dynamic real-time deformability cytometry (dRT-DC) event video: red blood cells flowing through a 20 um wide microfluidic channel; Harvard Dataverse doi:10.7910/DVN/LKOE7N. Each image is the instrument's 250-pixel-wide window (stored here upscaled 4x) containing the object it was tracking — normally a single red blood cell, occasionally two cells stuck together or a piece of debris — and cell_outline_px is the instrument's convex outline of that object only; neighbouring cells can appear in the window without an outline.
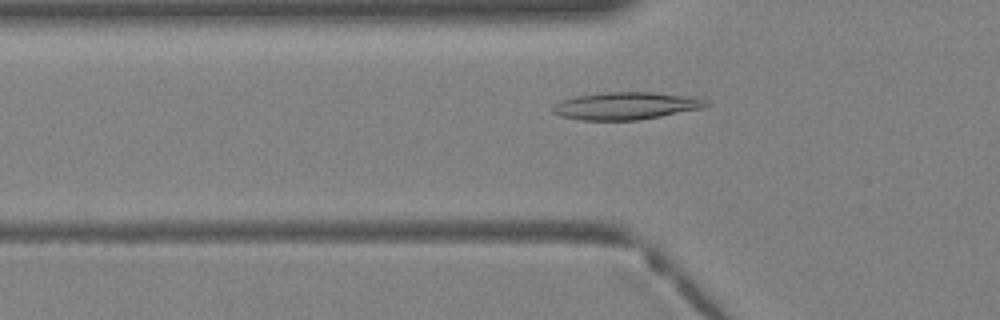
{"species": "Egyptian fruit bat (a non-hibernating species)", "species_latin": "Rousettus aegyptiacus", "temperature_condition": "warm", "stored_images_in_passage": 37, "camera_frame_rate_fps": 3000, "um_per_image_px": 0.085, "animal": {"sex": "female"}, "frame": {"image": 1, "passage_image": 11, "time_ms": 3.333, "image_size_px": [1000, 320], "cell_outline_px": [[712, 104], [704, 108], [640, 120], [580, 120], [560, 116], [552, 112], [552, 108], [560, 100], [576, 96], [604, 92], [652, 92], [692, 96], [708, 100]], "centroid_in_image_um": [53.25, 8.99], "position_along_channel_um": 72.6, "area_um2": 24.8}}
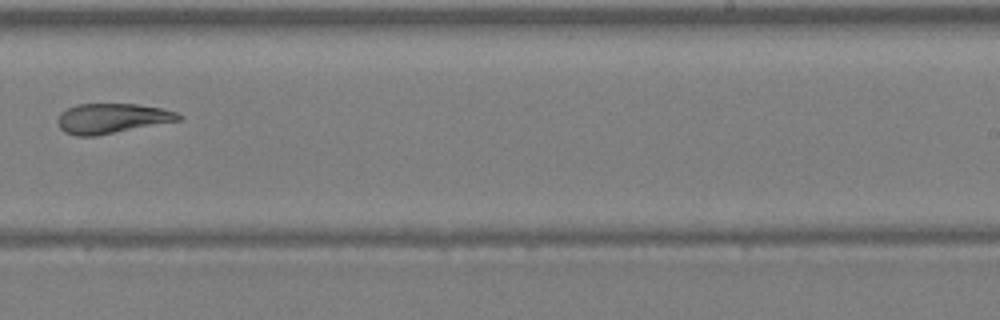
{"frame": {"image": 2, "passage_image": 23, "time_ms": 7.333, "image_size_px": [1000, 320], "cell_outline_px": [[184, 116], [180, 120], [96, 136], [76, 136], [64, 132], [60, 128], [56, 120], [60, 112], [76, 104], [136, 104], [160, 108], [176, 112]], "centroid_in_image_um": [9.47, 10.06], "position_along_channel_um": 279.5, "area_um2": 21.1}}
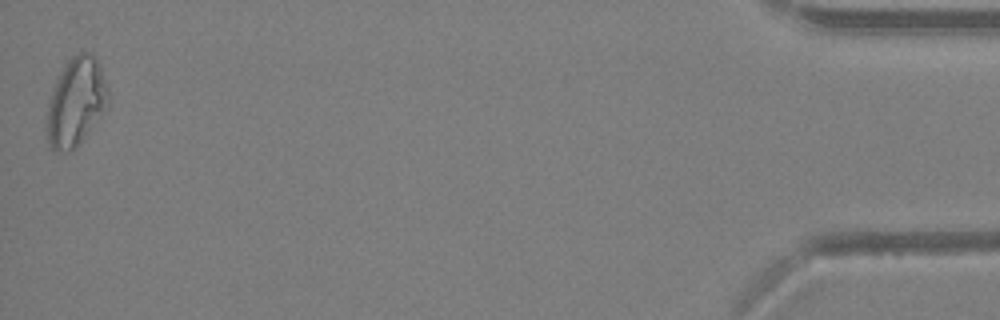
{"frame": {"image": 3, "passage_image": 37, "time_ms": 12.0, "image_size_px": [1000, 320], "cell_outline_px": [[108, 92], [100, 108], [76, 148], [68, 152], [56, 152], [52, 148], [48, 140], [44, 116], [52, 92], [60, 72], [68, 60], [76, 52], [92, 52], [100, 64]], "centroid_in_image_um": [6.35, 8.62], "position_along_channel_um": 428.8, "area_um2": 30.35}}